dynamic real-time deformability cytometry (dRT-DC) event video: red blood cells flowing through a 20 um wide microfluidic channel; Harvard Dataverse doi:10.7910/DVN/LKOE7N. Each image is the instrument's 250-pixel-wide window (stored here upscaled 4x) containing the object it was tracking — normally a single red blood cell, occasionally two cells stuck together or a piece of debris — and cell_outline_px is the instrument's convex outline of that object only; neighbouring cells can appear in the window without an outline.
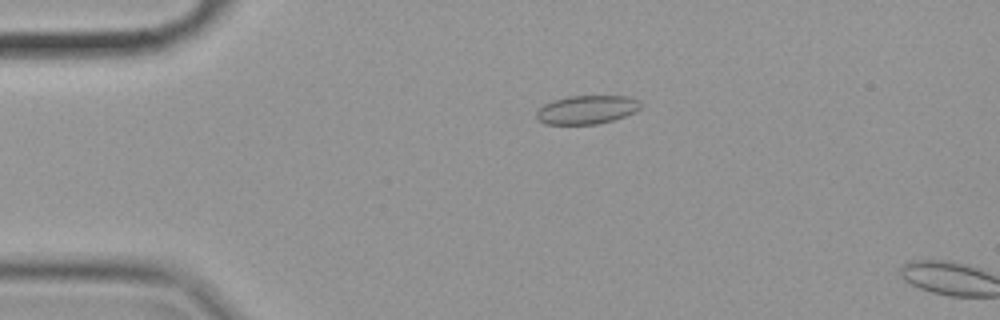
{"species": "common noctule bat (a hibernating species)", "species_latin": "Nyctalus noctula", "temperature_condition": "cold", "stored_images_in_passage": 14, "camera_frame_rate_fps": 3000, "um_per_image_px": 0.085, "animal": {"sex": "female", "body_mass_g": 19.9}, "frame": {"image": 1, "passage_image": 12, "time_ms": 3.667, "image_size_px": [1000, 320], "cell_outline_px": [[644, 104], [636, 112], [612, 120], [596, 124], [544, 124], [536, 116], [536, 112], [544, 104], [552, 100], [568, 96], [628, 96]], "centroid_in_image_um": [49.89, 9.32], "position_along_channel_um": 35.1, "area_um2": 17.34}}